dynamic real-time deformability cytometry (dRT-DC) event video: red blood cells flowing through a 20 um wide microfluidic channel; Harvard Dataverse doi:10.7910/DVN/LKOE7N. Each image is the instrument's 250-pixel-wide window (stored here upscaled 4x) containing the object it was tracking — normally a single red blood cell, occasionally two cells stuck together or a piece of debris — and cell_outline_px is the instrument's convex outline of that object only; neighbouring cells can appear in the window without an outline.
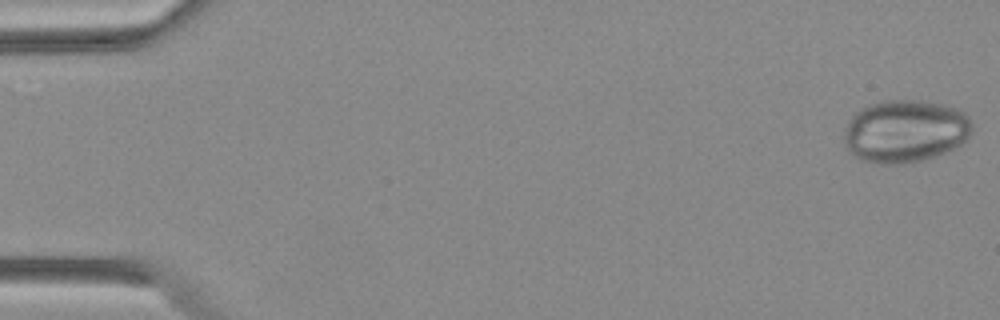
{"species": "Egyptian fruit bat (a non-hibernating species)", "species_latin": "Rousettus aegyptiacus", "temperature_condition": "warm", "stored_images_in_passage": 49, "camera_frame_rate_fps": 3000, "um_per_image_px": 0.085, "animal": {"sex": "female"}, "frame": {"image": 1, "passage_image": 1, "time_ms": 0.0, "image_size_px": [1000, 320], "cell_outline_px": [[972, 128], [968, 136], [960, 144], [948, 152], [936, 156], [904, 164], [884, 164], [860, 160], [848, 148], [844, 140], [844, 128], [852, 116], [856, 112], [868, 104], [884, 100], [920, 100], [944, 104], [956, 108], [964, 112], [968, 116], [972, 124]], "centroid_in_image_um": [76.94, 11.14], "position_along_channel_um": 8.1, "area_um2": 46.88}}
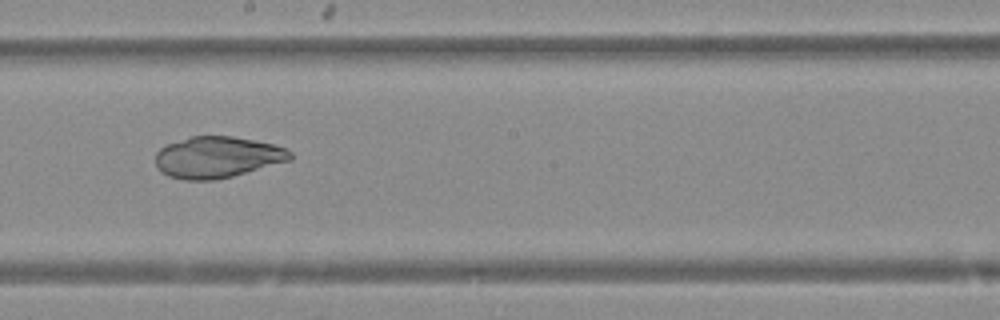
{"frame": {"image": 2, "passage_image": 28, "time_ms": 9.0, "image_size_px": [1000, 320], "cell_outline_px": [[292, 160], [232, 176], [216, 180], [184, 180], [168, 176], [160, 172], [156, 164], [156, 152], [160, 148], [168, 144], [192, 136], [232, 136], [272, 144], [288, 148], [292, 152]], "centroid_in_image_um": [18.48, 13.37], "position_along_channel_um": 229.7, "area_um2": 32.48}}
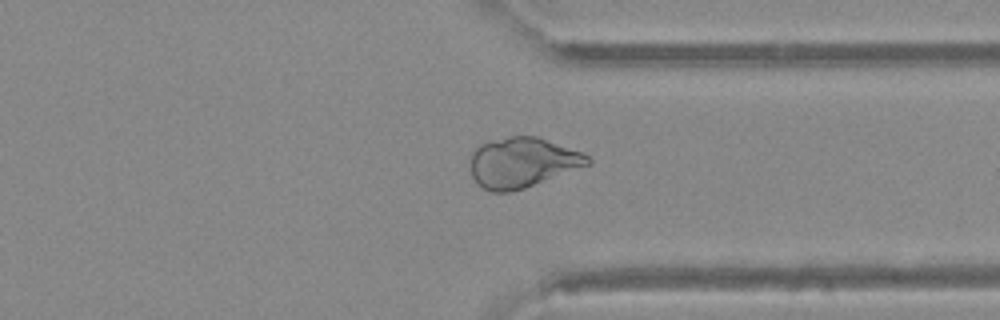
{"frame": {"image": 3, "passage_image": 38, "time_ms": 12.333, "image_size_px": [1000, 320], "cell_outline_px": [[592, 164], [524, 188], [512, 192], [492, 192], [484, 188], [472, 176], [468, 156], [480, 144], [488, 140], [508, 136], [536, 136], [584, 152], [592, 160]], "centroid_in_image_um": [44.4, 13.8], "position_along_channel_um": 367.0, "area_um2": 34.62}}